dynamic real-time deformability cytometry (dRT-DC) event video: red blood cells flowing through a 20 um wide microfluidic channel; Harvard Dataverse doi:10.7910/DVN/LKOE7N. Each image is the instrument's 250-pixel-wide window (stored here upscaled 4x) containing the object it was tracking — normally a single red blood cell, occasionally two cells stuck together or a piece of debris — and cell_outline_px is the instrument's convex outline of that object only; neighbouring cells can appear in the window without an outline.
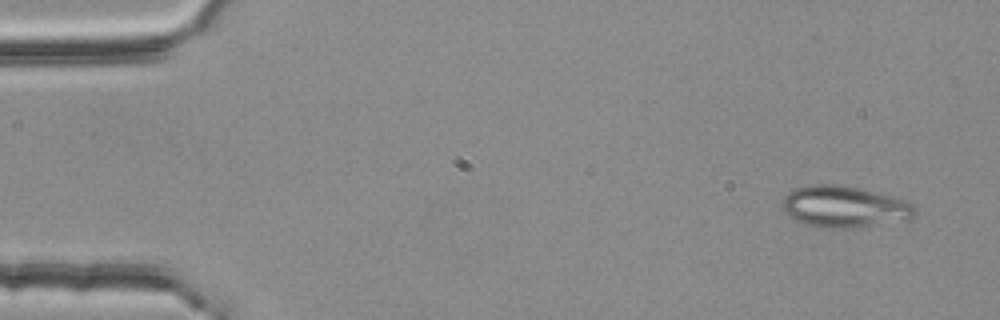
{"species": "common noctule bat (a hibernating species)", "species_latin": "Nyctalus noctula", "temperature_condition": "room temperature", "stored_images_in_passage": 3, "camera_frame_rate_fps": 3000, "um_per_image_px": 0.085, "animal": {"sex": "female", "body_mass_g": 25.1}, "frame": {"image": 1, "passage_image": 1, "time_ms": 0.0, "image_size_px": [1000, 320], "cell_outline_px": [[916, 216], [912, 220], [848, 228], [832, 228], [804, 224], [788, 216], [784, 212], [784, 196], [792, 188], [812, 184], [840, 184], [908, 200], [916, 208]], "centroid_in_image_um": [71.8, 17.57], "position_along_channel_um": 13.2, "area_um2": 32.25}}